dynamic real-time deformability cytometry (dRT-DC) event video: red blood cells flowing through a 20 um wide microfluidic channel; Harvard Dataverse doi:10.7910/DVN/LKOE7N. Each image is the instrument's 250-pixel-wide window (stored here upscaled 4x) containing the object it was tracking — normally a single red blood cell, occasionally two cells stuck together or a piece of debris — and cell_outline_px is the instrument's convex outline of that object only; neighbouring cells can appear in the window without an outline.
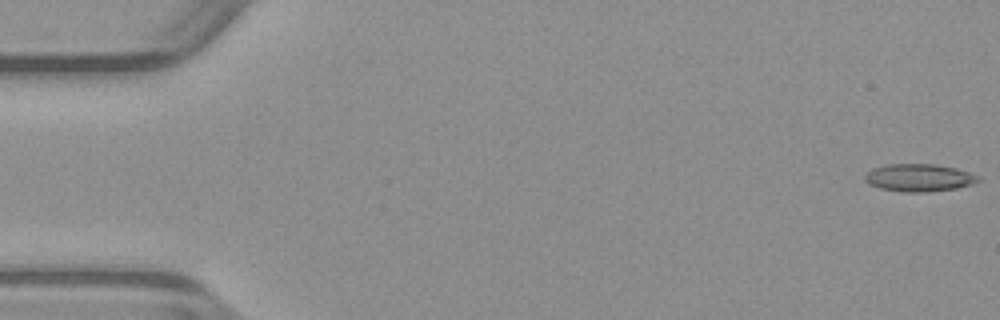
{"species": "common noctule bat (a hibernating species)", "species_latin": "Nyctalus noctula", "temperature_condition": "warm", "stored_images_in_passage": 53, "camera_frame_rate_fps": 3000, "um_per_image_px": 0.085, "animal": {"sex": "male", "body_mass_g": 23.1, "forearm_length_mm": 52.7}, "frame": {"image": 1, "passage_image": 1, "time_ms": 0.0, "image_size_px": [1000, 320], "cell_outline_px": [[980, 180], [972, 184], [956, 188], [924, 192], [900, 192], [880, 188], [868, 184], [864, 180], [864, 176], [872, 168], [888, 164], [936, 164], [956, 168], [980, 176]], "centroid_in_image_um": [78.1, 15.1], "position_along_channel_um": 6.9, "area_um2": 18.26}}
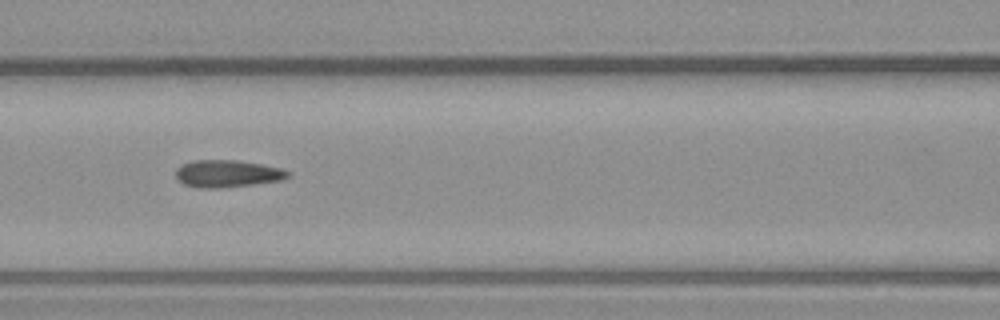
{"frame": {"image": 2, "passage_image": 23, "time_ms": 7.333, "image_size_px": [1000, 320], "cell_outline_px": [[292, 176], [280, 180], [252, 184], [220, 188], [200, 188], [184, 184], [176, 176], [176, 168], [192, 160], [236, 160], [260, 164], [280, 168], [292, 172]], "centroid_in_image_um": [19.34, 14.75], "position_along_channel_um": 147.3, "area_um2": 17.69}}
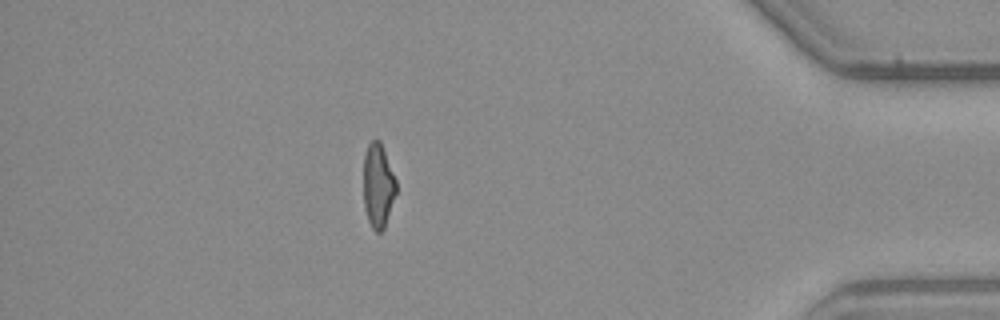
{"frame": {"image": 3, "passage_image": 46, "time_ms": 15.0, "image_size_px": [1000, 320], "cell_outline_px": [[396, 192], [384, 228], [380, 232], [376, 232], [372, 228], [368, 220], [364, 208], [364, 156], [368, 144], [372, 140], [380, 140], [396, 180]], "centroid_in_image_um": [32.13, 15.78], "position_along_channel_um": 403.1, "area_um2": 15.84}, "authors_computed_cell_mechanics": {"area_um2": 17.4556, "velocity_mm_per_s": 3.9657, "shape_relaxation_time_tau1_ms": 10.7339, "shape_relaxation_time_tau2_ms": 1.8947, "deformation_change_tau1": 0.2345, "deformation_change_tau2": 0.1028}}